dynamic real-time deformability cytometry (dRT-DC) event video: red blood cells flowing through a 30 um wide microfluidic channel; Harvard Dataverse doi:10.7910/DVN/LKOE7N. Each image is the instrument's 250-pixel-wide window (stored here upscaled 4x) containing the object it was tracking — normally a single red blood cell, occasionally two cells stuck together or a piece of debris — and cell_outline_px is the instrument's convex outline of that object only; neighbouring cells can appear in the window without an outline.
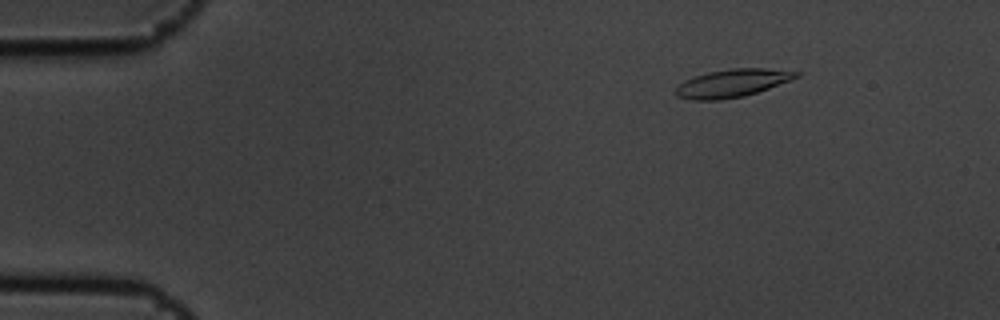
{"species": "common noctule bat (a hibernating species)", "species_latin": "Nyctalus noctula", "temperature_condition": "cold", "stored_images_in_passage": 5, "camera_frame_rate_fps": 3000, "um_per_image_px": 0.085, "animal": {"sex": "male", "body_mass_g": 19.5, "forearm_length_mm": 54.6}, "frame": {"image": 1, "passage_image": 3, "time_ms": 0.667, "image_size_px": [1000, 320], "cell_outline_px": [[800, 76], [792, 80], [744, 96], [720, 100], [692, 100], [676, 96], [676, 88], [684, 80], [708, 72], [732, 68], [764, 68], [800, 72]], "centroid_in_image_um": [62.25, 7.07], "position_along_channel_um": 22.8, "area_um2": 19.48}}